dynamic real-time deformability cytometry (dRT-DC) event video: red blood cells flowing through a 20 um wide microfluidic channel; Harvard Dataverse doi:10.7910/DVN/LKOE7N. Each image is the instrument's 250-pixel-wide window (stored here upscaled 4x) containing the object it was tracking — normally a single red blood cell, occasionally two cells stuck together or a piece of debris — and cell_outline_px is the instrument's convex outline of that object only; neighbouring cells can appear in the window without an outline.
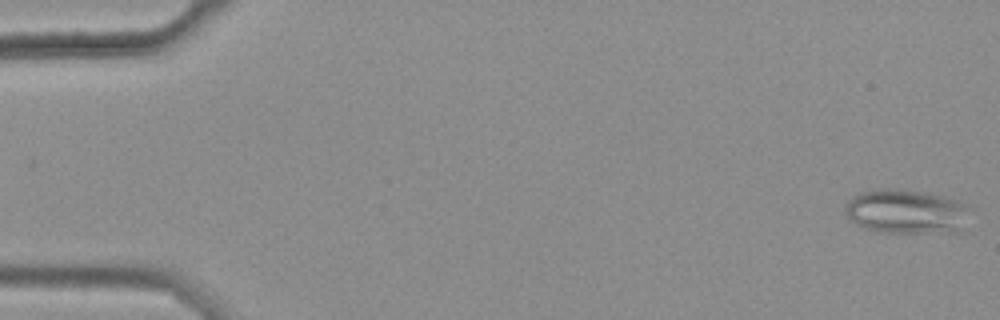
{"species": "common noctule bat (a hibernating species)", "species_latin": "Nyctalus noctula", "temperature_condition": "warm", "stored_images_in_passage": 49, "camera_frame_rate_fps": 3000, "um_per_image_px": 0.085, "animal": {"sex": "female", "body_mass_g": 25.1}, "frame": {"image": 1, "passage_image": 2, "time_ms": 0.333, "image_size_px": [1000, 320], "cell_outline_px": [[964, 208], [960, 232], [876, 232], [864, 228], [856, 224], [844, 212], [844, 204], [852, 196], [860, 192], [880, 188], [904, 188], [928, 192], [944, 196], [964, 204]], "centroid_in_image_um": [76.89, 17.95], "position_along_channel_um": 8.1, "area_um2": 31.96}}
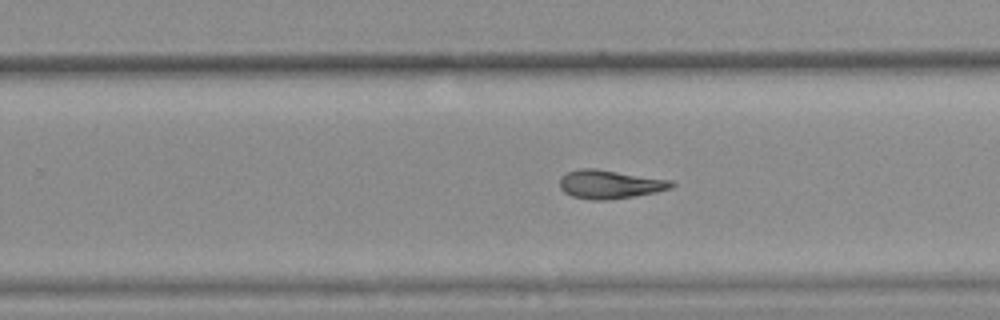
{"frame": {"image": 2, "passage_image": 36, "time_ms": 11.667, "image_size_px": [1000, 320], "cell_outline_px": [[676, 184], [672, 188], [656, 192], [632, 196], [604, 200], [592, 200], [572, 196], [564, 192], [560, 188], [560, 176], [568, 172], [580, 168], [596, 168], [672, 180]], "centroid_in_image_um": [51.84, 15.65], "position_along_channel_um": 278.0, "area_um2": 18.67}}
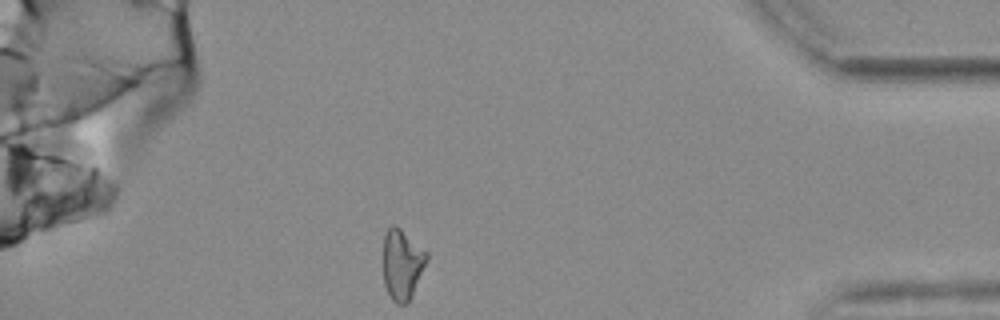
{"frame": {"image": 3, "passage_image": 49, "time_ms": 16.0, "image_size_px": [1000, 320], "cell_outline_px": [[428, 260], [412, 296], [404, 304], [396, 304], [392, 300], [384, 284], [384, 236], [388, 228], [392, 224], [396, 224], [428, 252]], "centroid_in_image_um": [34.2, 22.44], "position_along_channel_um": 401.0, "area_um2": 17.92}, "authors_computed_cell_mechanics": {"area_um2": 18.785, "velocity_mm_per_s": 3.6948, "shape_relaxation_time_tau1_ms": null, "shape_relaxation_time_tau2_ms": 5.791, "deformation_change_tau1": null, "deformation_change_tau2": 0.1556}}